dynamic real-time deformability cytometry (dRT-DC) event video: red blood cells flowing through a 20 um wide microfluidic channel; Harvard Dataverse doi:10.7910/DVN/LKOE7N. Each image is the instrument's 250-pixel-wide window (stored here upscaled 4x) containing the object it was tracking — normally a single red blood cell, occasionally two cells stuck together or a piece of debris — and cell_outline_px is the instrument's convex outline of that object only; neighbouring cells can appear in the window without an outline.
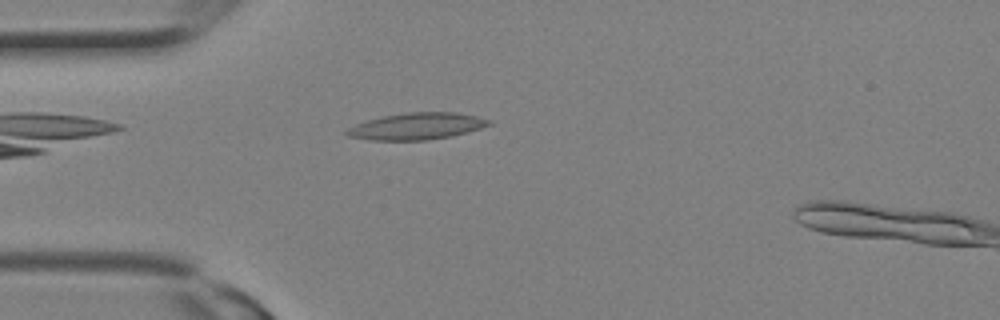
{"species": "Egyptian fruit bat (a non-hibernating species)", "species_latin": "Rousettus aegyptiacus", "temperature_condition": "room temperature", "stored_images_in_passage": 2, "camera_frame_rate_fps": 3000, "um_per_image_px": 0.085, "animal": {"sex": "female"}, "frame": {"image": 1, "passage_image": 1, "time_ms": 0.0, "image_size_px": [1000, 320], "cell_outline_px": [[492, 124], [468, 132], [452, 136], [424, 140], [368, 140], [348, 136], [344, 132], [348, 128], [356, 124], [368, 120], [384, 116], [408, 112], [456, 112], [476, 116], [492, 120]], "centroid_in_image_um": [35.44, 10.73], "position_along_channel_um": 49.6, "area_um2": 22.08}}